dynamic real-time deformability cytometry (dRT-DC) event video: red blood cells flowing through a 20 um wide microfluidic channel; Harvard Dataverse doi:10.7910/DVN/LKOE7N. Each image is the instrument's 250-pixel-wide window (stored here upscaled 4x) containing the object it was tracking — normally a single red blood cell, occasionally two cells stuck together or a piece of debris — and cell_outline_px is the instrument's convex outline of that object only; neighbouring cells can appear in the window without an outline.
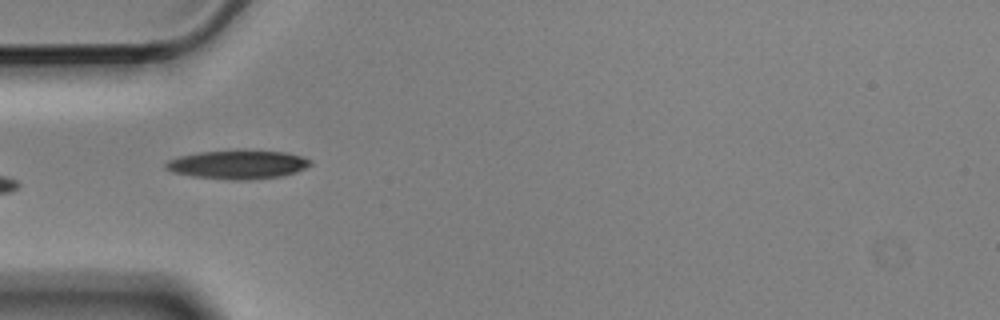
{"species": "Egyptian fruit bat (a non-hibernating species)", "species_latin": "Rousettus aegyptiacus", "temperature_condition": "cold", "stored_images_in_passage": 5, "camera_frame_rate_fps": 3000, "um_per_image_px": 0.085, "animal": {"sex": "male"}, "frame": {"image": 1, "passage_image": 5, "time_ms": 1.333, "image_size_px": [1000, 320], "cell_outline_px": [[312, 164], [296, 172], [280, 176], [248, 180], [232, 180], [192, 176], [172, 172], [164, 168], [164, 164], [168, 160], [180, 156], [200, 152], [240, 148], [244, 148], [288, 152], [304, 156], [312, 160]], "centroid_in_image_um": [20.24, 13.95], "position_along_channel_um": 64.8, "area_um2": 25.03}}